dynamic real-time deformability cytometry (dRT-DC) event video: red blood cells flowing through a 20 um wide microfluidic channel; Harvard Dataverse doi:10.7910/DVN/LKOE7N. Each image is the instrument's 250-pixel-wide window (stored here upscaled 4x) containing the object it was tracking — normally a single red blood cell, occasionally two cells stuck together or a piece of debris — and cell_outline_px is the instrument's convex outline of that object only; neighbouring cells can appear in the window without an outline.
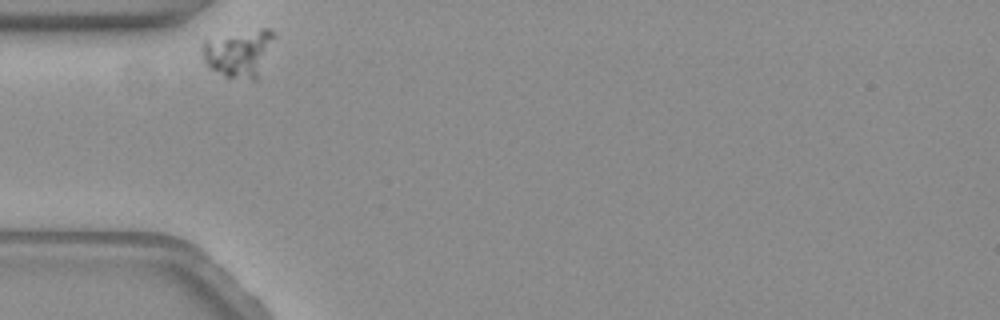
{"species": "common noctule bat (a hibernating species)", "species_latin": "Nyctalus noctula", "temperature_condition": "warm", "stored_images_in_passage": 33, "camera_frame_rate_fps": 3000, "um_per_image_px": 0.085, "animal": {"sex": "female", "body_mass_g": 19.3, "forearm_length_mm": 54.1}, "frame": {"image": 1, "passage_image": 1, "time_ms": 0.0, "image_size_px": [1000, 320], "cell_outline_px": [[272, 36], [256, 80], [252, 80], [224, 76], [212, 68], [204, 60], [200, 48], [200, 44], [204, 40], [260, 28], [268, 28], [272, 32]], "centroid_in_image_um": [20.21, 4.51], "position_along_channel_um": 64.8, "area_um2": 18.84}}
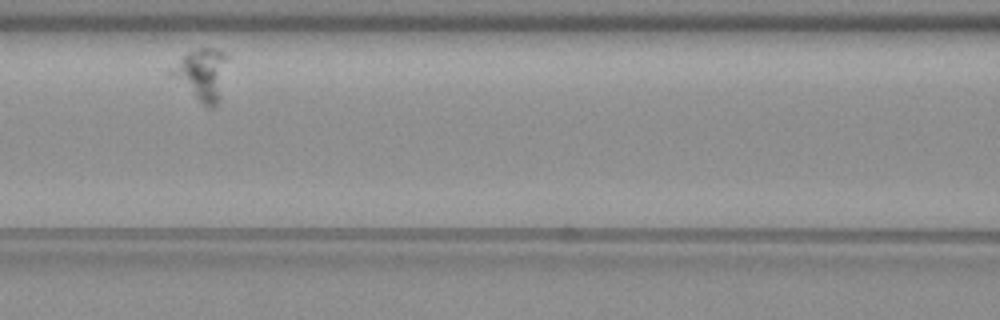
{"frame": {"image": 2, "passage_image": 10, "time_ms": 3.0, "image_size_px": [1000, 320], "cell_outline_px": [[228, 60], [220, 100], [212, 108], [208, 108], [164, 72], [164, 68], [188, 52], [200, 48], [216, 48], [224, 52], [228, 56]], "centroid_in_image_um": [17.08, 6.29], "position_along_channel_um": 149.5, "area_um2": 17.63}}
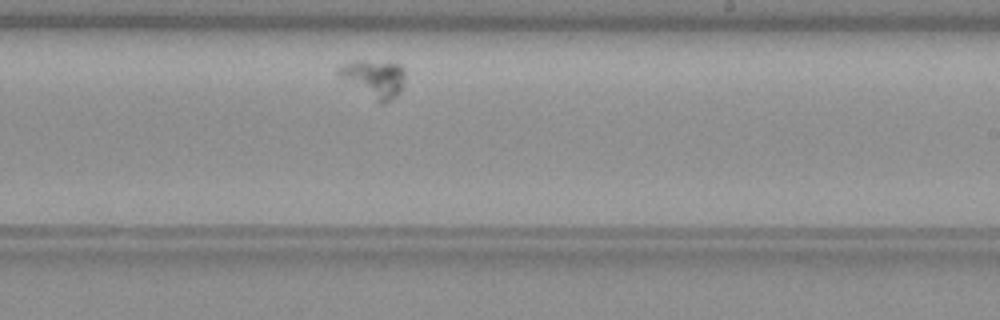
{"frame": {"image": 3, "passage_image": 21, "time_ms": 6.667, "image_size_px": [1000, 320], "cell_outline_px": [[404, 76], [400, 92], [396, 96], [384, 104], [376, 104], [340, 76], [336, 72], [336, 68], [344, 64], [356, 60], [364, 60], [400, 64], [404, 68]], "centroid_in_image_um": [31.79, 6.7], "position_along_channel_um": 257.2, "area_um2": 14.68}}